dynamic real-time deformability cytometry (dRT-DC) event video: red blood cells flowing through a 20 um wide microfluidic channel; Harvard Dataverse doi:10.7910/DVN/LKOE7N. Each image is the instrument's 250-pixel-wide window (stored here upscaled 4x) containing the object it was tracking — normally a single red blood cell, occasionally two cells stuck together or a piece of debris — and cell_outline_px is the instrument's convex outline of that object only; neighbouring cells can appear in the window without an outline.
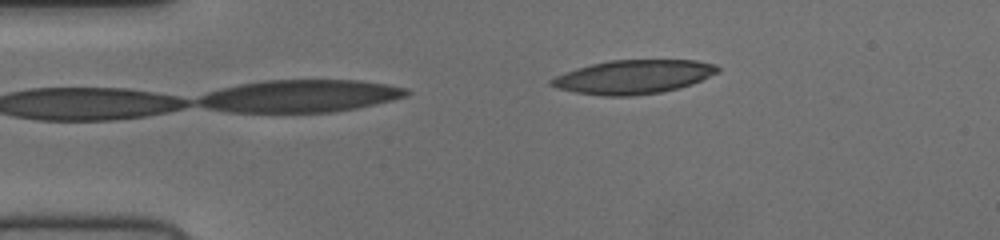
{"species": "human", "species_latin": "Homo sapiens", "temperature_condition": "cold", "stored_images_in_passage": 10, "camera_frame_rate_fps": 3000, "um_per_image_px": 0.085, "donor": {"sex": "female"}, "frame": {"image": 1, "passage_image": 10, "time_ms": 3.0, "image_size_px": [1000, 240], "cell_outline_px": [[720, 72], [692, 84], [680, 88], [660, 92], [632, 96], [604, 96], [576, 92], [556, 88], [548, 84], [548, 80], [564, 72], [576, 68], [608, 60], [696, 60], [716, 64], [720, 68]], "centroid_in_image_um": [53.85, 6.53], "position_along_channel_um": 31.2, "area_um2": 33.0}}